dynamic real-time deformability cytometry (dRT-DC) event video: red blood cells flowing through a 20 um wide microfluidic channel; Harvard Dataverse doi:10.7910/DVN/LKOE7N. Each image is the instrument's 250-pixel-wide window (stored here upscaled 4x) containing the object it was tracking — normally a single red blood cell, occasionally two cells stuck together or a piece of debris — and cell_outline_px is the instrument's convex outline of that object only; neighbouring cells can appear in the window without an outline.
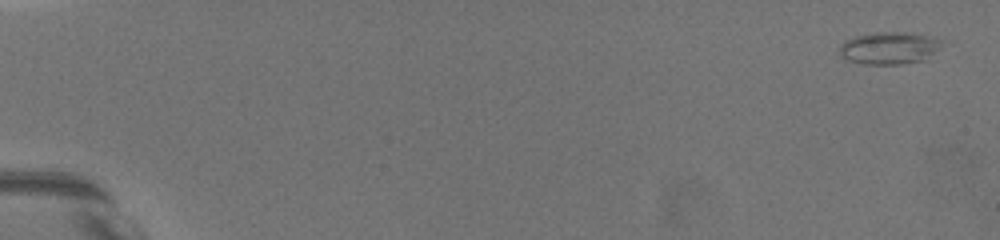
{"species": "common noctule bat (a hibernating species)", "species_latin": "Nyctalus noctula", "temperature_condition": "warm", "stored_images_in_passage": 44, "camera_frame_rate_fps": 3000, "um_per_image_px": 0.085, "animal": {"sex": "female", "body_mass_g": 19.5, "forearm_length_mm": 54.1}, "frame": {"image": 1, "passage_image": 1, "time_ms": 0.0, "image_size_px": [1000, 240], "cell_outline_px": [[944, 44], [924, 60], [900, 64], [864, 64], [848, 60], [840, 52], [840, 44], [844, 40], [852, 36], [876, 32], [908, 32], [928, 36], [944, 40]], "centroid_in_image_um": [75.59, 4.06], "position_along_channel_um": 9.4, "area_um2": 19.31}}
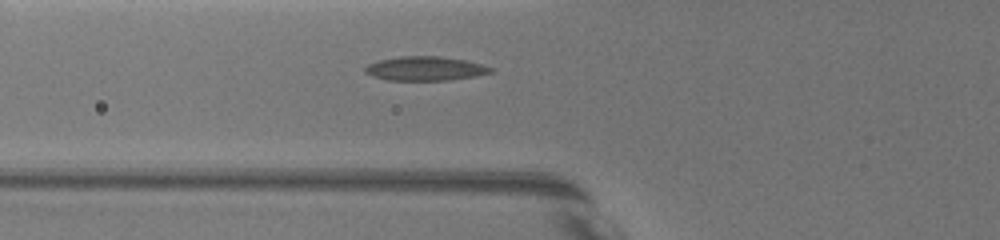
{"frame": {"image": 2, "passage_image": 31, "time_ms": 7.333, "image_size_px": [1000, 240], "cell_outline_px": [[492, 72], [476, 76], [448, 80], [388, 80], [372, 76], [364, 72], [364, 68], [368, 64], [380, 60], [400, 56], [440, 56], [464, 60], [480, 64], [492, 68]], "centroid_in_image_um": [36.11, 5.83], "position_along_channel_um": 89.7, "area_um2": 17.51}}
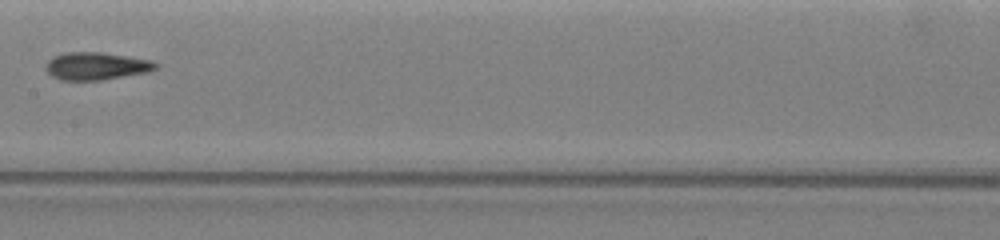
{"frame": {"image": 3, "passage_image": 43, "time_ms": 10.333, "image_size_px": [1000, 240], "cell_outline_px": [[160, 64], [156, 68], [148, 72], [100, 80], [60, 80], [52, 76], [48, 72], [48, 60], [56, 56], [68, 52], [100, 52], [152, 60]], "centroid_in_image_um": [8.23, 5.62], "position_along_channel_um": 199.2, "area_um2": 17.4}}